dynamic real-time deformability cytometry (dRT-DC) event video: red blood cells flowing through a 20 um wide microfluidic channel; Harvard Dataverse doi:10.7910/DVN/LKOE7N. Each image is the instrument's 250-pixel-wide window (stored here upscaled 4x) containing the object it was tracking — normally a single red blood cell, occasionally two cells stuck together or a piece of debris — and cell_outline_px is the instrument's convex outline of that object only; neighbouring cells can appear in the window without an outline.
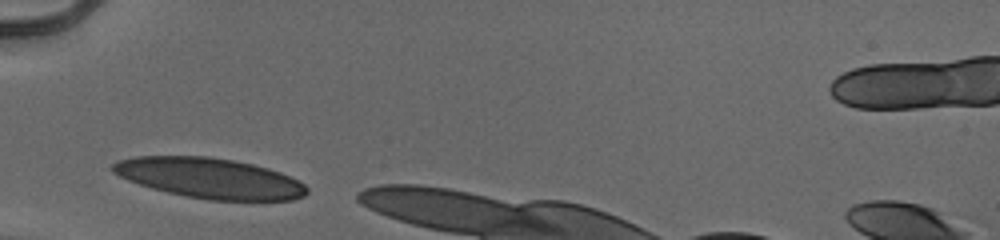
{"species": "human", "species_latin": "Homo sapiens", "temperature_condition": "cold", "stored_images_in_passage": 8, "camera_frame_rate_fps": 3000, "um_per_image_px": 0.085, "donor": {"sex": "male"}, "frame": {"image": 1, "passage_image": 1, "time_ms": 0.0, "image_size_px": [1000, 240], "cell_outline_px": [[308, 192], [304, 196], [292, 200], [208, 200], [168, 192], [152, 188], [128, 180], [112, 172], [108, 168], [116, 160], [136, 156], [208, 156], [232, 160], [252, 164], [268, 168], [280, 172], [304, 184], [308, 188]], "centroid_in_image_um": [17.79, 15.13], "position_along_channel_um": 67.2, "area_um2": 45.49}}
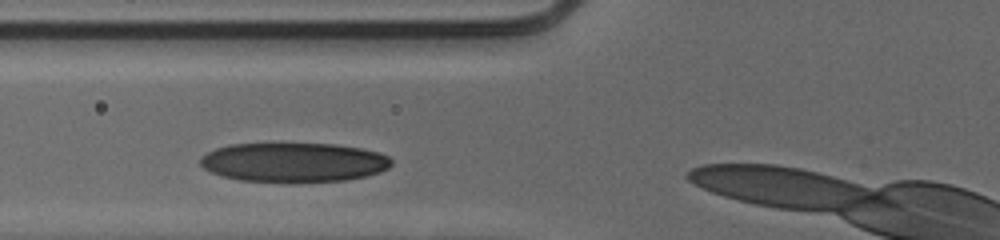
{"frame": {"image": 2, "passage_image": 4, "time_ms": 1.0, "image_size_px": [1000, 240], "cell_outline_px": [[392, 164], [388, 168], [380, 172], [364, 176], [344, 180], [240, 180], [224, 176], [212, 172], [204, 168], [200, 164], [200, 156], [216, 148], [228, 144], [336, 144], [360, 148], [380, 152], [388, 156], [392, 160]], "centroid_in_image_um": [24.98, 13.76], "position_along_channel_um": 100.8, "area_um2": 42.95}}
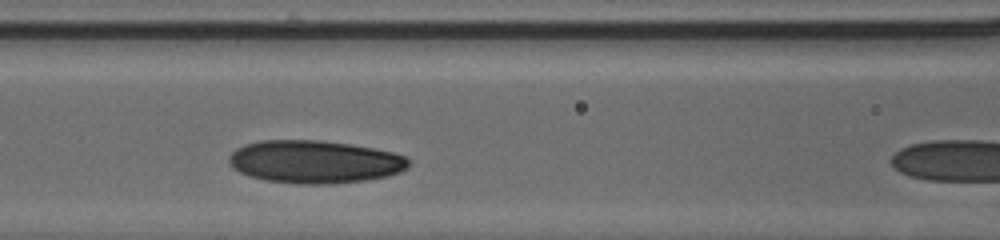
{"frame": {"image": 3, "passage_image": 7, "time_ms": 2.0, "image_size_px": [1000, 240], "cell_outline_px": [[408, 168], [400, 172], [388, 176], [364, 180], [332, 184], [296, 184], [264, 180], [248, 176], [232, 168], [228, 160], [228, 156], [236, 148], [244, 144], [260, 140], [320, 140], [348, 144], [372, 148], [392, 152], [404, 156], [408, 160]], "centroid_in_image_um": [26.7, 13.76], "position_along_channel_um": 139.9, "area_um2": 45.03}}